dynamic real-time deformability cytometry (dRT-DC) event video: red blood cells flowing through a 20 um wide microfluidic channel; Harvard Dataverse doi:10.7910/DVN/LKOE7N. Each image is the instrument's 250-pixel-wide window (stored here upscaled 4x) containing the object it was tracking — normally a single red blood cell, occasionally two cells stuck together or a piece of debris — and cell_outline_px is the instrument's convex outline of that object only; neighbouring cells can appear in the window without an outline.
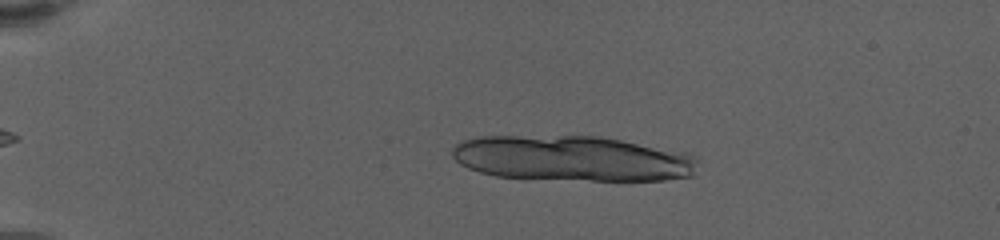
{"species": "human", "species_latin": "Homo sapiens", "temperature_condition": "warm", "stored_images_in_passage": 19, "camera_frame_rate_fps": 3000, "um_per_image_px": 0.085, "donor": {"sex": "female"}, "frame": {"image": 1, "passage_image": 11, "time_ms": 3.667, "image_size_px": [1000, 240], "cell_outline_px": [[696, 160], [692, 176], [664, 180], [592, 180], [496, 176], [480, 172], [468, 168], [460, 164], [452, 156], [452, 148], [456, 144], [464, 140], [480, 136], [596, 136], [692, 152]], "centroid_in_image_um": [48.66, 13.46], "position_along_channel_um": 36.3, "area_um2": 64.91}}